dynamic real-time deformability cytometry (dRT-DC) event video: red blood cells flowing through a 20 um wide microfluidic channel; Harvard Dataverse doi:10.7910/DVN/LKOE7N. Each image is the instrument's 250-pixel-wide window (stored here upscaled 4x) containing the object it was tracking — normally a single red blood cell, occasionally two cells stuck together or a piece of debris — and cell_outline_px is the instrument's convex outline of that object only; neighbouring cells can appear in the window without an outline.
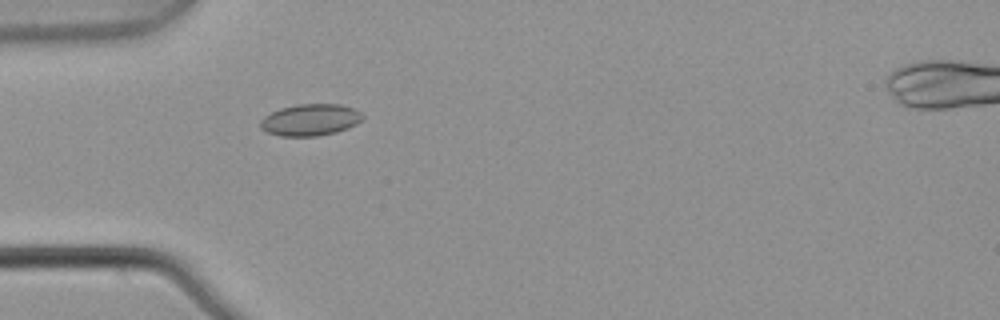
{"species": "common noctule bat (a hibernating species)", "species_latin": "Nyctalus noctula", "temperature_condition": "warm", "stored_images_in_passage": 4, "camera_frame_rate_fps": 3000, "um_per_image_px": 0.085, "animal": {"sex": "male", "body_mass_g": 21.5, "forearm_length_mm": 52.0}, "frame": {"image": 1, "passage_image": 4, "time_ms": 1.0, "image_size_px": [1000, 320], "cell_outline_px": [[364, 116], [356, 124], [348, 128], [336, 132], [316, 136], [280, 136], [268, 132], [260, 128], [260, 120], [264, 116], [280, 108], [296, 104], [340, 104], [352, 108], [360, 112]], "centroid_in_image_um": [26.35, 10.18], "position_along_channel_um": 58.6, "area_um2": 18.84}}